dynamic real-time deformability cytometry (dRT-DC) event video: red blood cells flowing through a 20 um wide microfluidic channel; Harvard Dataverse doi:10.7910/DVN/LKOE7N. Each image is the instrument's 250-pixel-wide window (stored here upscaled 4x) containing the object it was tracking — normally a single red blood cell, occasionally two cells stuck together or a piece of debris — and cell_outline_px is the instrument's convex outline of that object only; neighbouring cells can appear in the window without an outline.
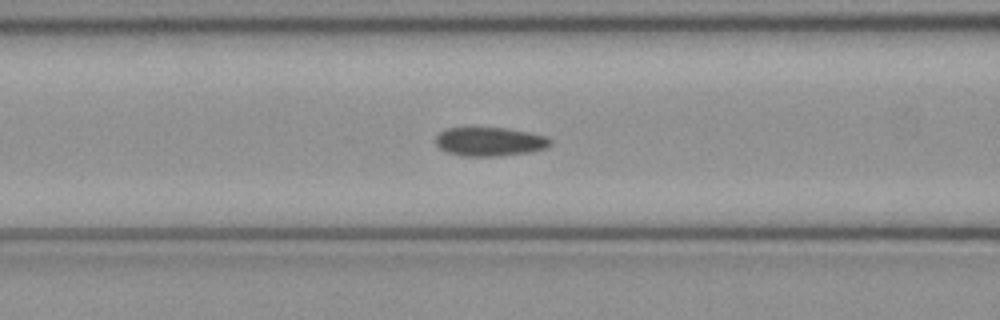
{"species": "common noctule bat (a hibernating species)", "species_latin": "Nyctalus noctula", "temperature_condition": "cold", "stored_images_in_passage": 49, "camera_frame_rate_fps": 3000, "um_per_image_px": 0.085, "animal": {"sex": "female", "body_mass_g": 21.9}, "frame": {"image": 1, "passage_image": 19, "time_ms": 6.0, "image_size_px": [1000, 320], "cell_outline_px": [[552, 144], [544, 148], [528, 152], [500, 156], [464, 156], [448, 152], [440, 148], [436, 144], [436, 136], [444, 128], [464, 124], [472, 124], [508, 128], [548, 136], [552, 140]], "centroid_in_image_um": [41.57, 11.97], "position_along_channel_um": 125.0, "area_um2": 20.29}}
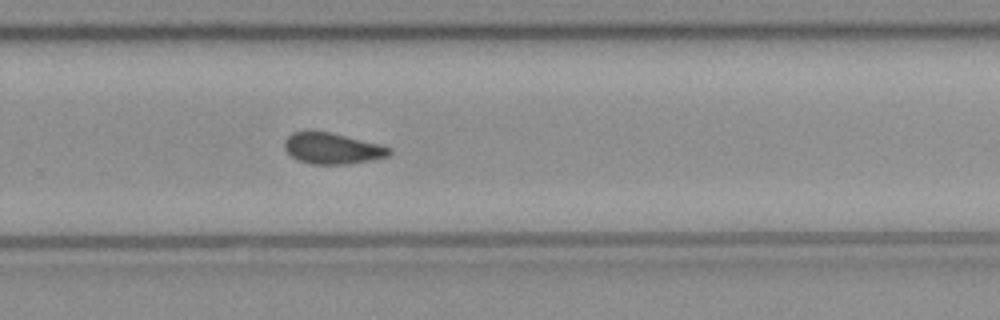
{"frame": {"image": 2, "passage_image": 32, "time_ms": 10.333, "image_size_px": [1000, 320], "cell_outline_px": [[392, 152], [388, 156], [372, 160], [348, 164], [312, 164], [300, 160], [292, 156], [284, 148], [284, 140], [292, 132], [304, 128], [308, 128], [332, 132], [380, 144], [392, 148]], "centroid_in_image_um": [28.22, 12.57], "position_along_channel_um": 301.6, "area_um2": 19.54}}
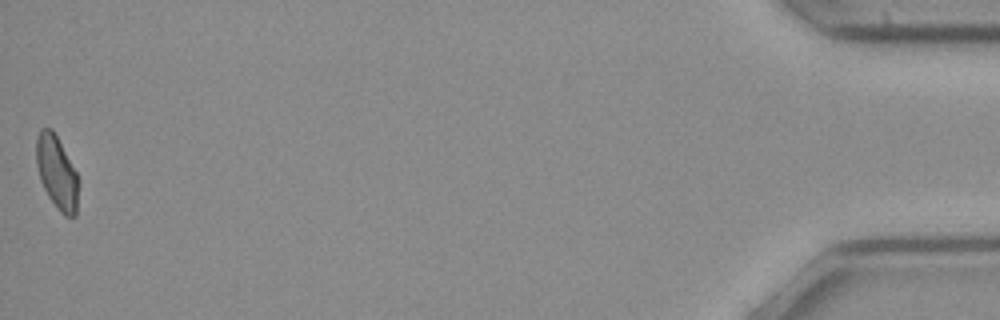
{"frame": {"image": 3, "passage_image": 49, "time_ms": 16.0, "image_size_px": [1000, 320], "cell_outline_px": [[76, 216], [64, 216], [60, 212], [48, 196], [40, 180], [36, 164], [36, 136], [40, 128], [52, 128], [76, 172]], "centroid_in_image_um": [4.77, 14.62], "position_along_channel_um": 430.4, "area_um2": 17.51}, "authors_computed_cell_mechanics": {"area_um2": 19.3052, "velocity_mm_per_s": 4.078, "shape_relaxation_time_tau1_ms": null, "shape_relaxation_time_tau2_ms": 2.8158, "deformation_change_tau1": null, "deformation_change_tau2": 0.0681}}